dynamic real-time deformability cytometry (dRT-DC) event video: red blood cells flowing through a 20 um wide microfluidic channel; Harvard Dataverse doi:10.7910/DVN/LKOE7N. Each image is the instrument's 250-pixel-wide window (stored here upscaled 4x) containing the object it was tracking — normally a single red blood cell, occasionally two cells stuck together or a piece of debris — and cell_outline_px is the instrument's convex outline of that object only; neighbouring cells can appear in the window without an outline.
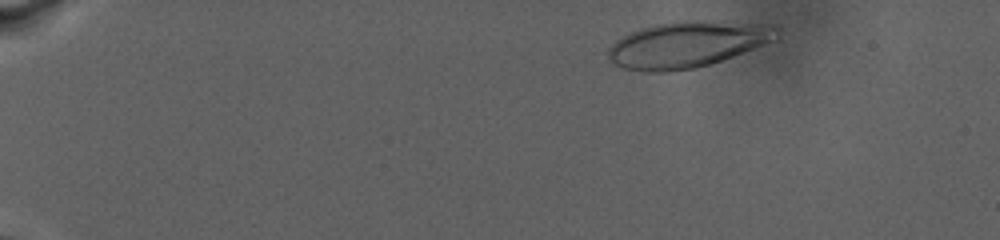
{"species": "human", "species_latin": "Homo sapiens", "temperature_condition": "warm", "stored_images_in_passage": 70, "camera_frame_rate_fps": 3000, "um_per_image_px": 0.085, "donor": {"sex": "male"}, "frame": {"image": 1, "passage_image": 6, "time_ms": 1.667, "image_size_px": [1000, 240], "cell_outline_px": [[780, 40], [696, 68], [668, 72], [644, 72], [624, 68], [612, 64], [608, 60], [608, 48], [616, 40], [640, 28], [652, 24], [676, 20], [704, 20], [780, 24]], "centroid_in_image_um": [58.5, 3.75], "position_along_channel_um": 26.5, "area_um2": 46.41}}
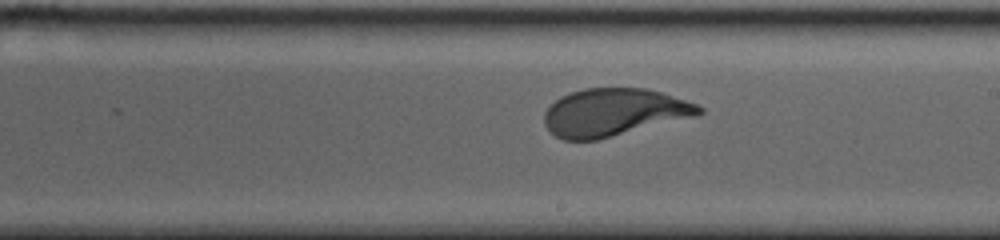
{"frame": {"image": 2, "passage_image": 46, "time_ms": 15.0, "image_size_px": [1000, 240], "cell_outline_px": [[704, 112], [692, 116], [596, 140], [564, 140], [556, 136], [544, 124], [544, 112], [560, 96], [584, 88], [648, 88], [696, 104], [704, 108]], "centroid_in_image_um": [52.13, 9.54], "position_along_channel_um": 236.9, "area_um2": 42.19}}
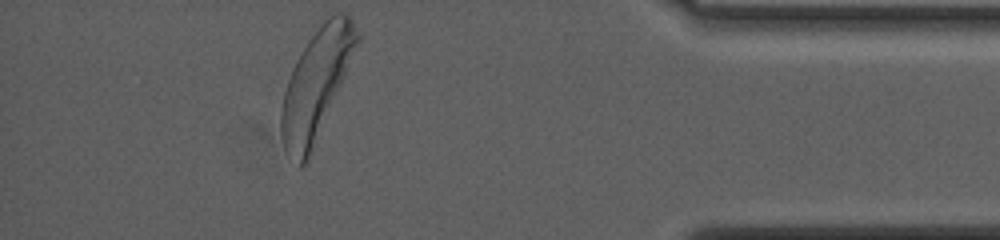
{"frame": {"image": 3, "passage_image": 70, "time_ms": 23.0, "image_size_px": [1000, 240], "cell_outline_px": [[360, 40], [308, 164], [300, 168], [284, 148], [280, 132], [280, 108], [284, 92], [292, 68], [296, 60], [308, 40], [320, 24], [328, 16], [336, 12], [348, 12], [360, 36]], "centroid_in_image_um": [26.88, 7.2], "position_along_channel_um": 408.3, "area_um2": 48.67}, "authors_computed_cell_mechanics": {"area_um2": 44.217, "velocity_mm_per_s": 2.5439, "shape_relaxation_time_tau1_ms": 5.296, "shape_relaxation_time_tau2_ms": null, "deformation_change_tau1": 0.1985, "deformation_change_tau2": null}}